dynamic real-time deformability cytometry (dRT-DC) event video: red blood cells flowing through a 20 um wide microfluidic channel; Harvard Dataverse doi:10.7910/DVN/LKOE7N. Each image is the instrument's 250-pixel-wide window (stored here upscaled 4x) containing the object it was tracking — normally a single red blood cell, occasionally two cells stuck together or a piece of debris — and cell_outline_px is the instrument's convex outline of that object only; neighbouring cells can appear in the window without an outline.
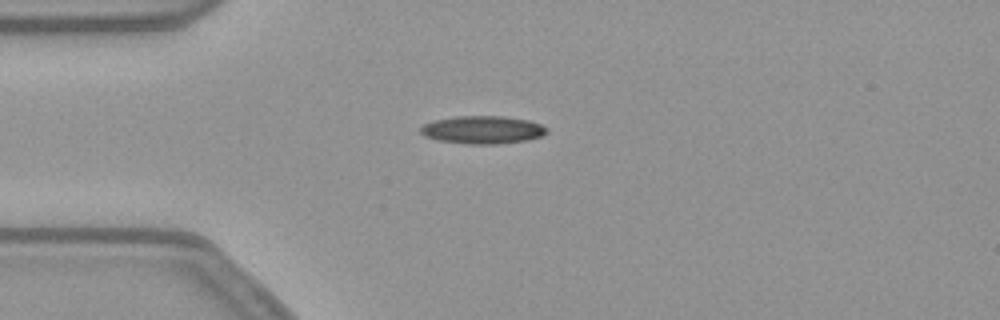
{"species": "common noctule bat (a hibernating species)", "species_latin": "Nyctalus noctula", "temperature_condition": "warm", "stored_images_in_passage": 41, "camera_frame_rate_fps": 3000, "um_per_image_px": 0.085, "animal": {"sex": "female", "body_mass_g": 21.9}, "frame": {"image": 1, "passage_image": 1, "time_ms": 0.0, "image_size_px": [1000, 320], "cell_outline_px": [[548, 132], [544, 136], [528, 140], [500, 144], [468, 144], [436, 140], [424, 136], [420, 132], [420, 128], [424, 124], [432, 120], [456, 116], [500, 116], [528, 120], [540, 124], [548, 128]], "centroid_in_image_um": [41.03, 11.04], "position_along_channel_um": 44.0, "area_um2": 20.75}}
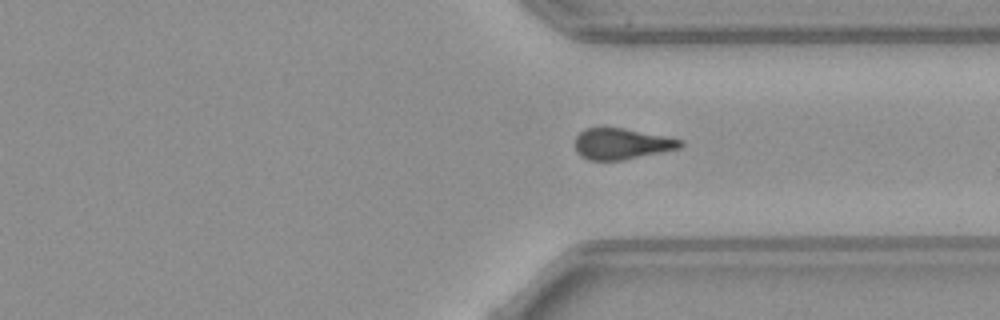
{"frame": {"image": 2, "passage_image": 27, "time_ms": 8.667, "image_size_px": [1000, 320], "cell_outline_px": [[684, 144], [680, 148], [624, 160], [588, 160], [580, 156], [576, 152], [576, 136], [584, 128], [620, 128], [664, 136], [684, 140]], "centroid_in_image_um": [52.83, 12.24], "position_along_channel_um": 358.6, "area_um2": 18.9}}
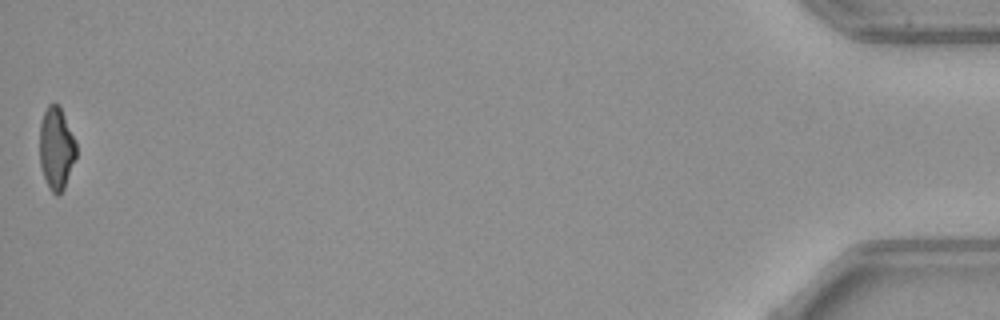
{"frame": {"image": 3, "passage_image": 41, "time_ms": 13.333, "image_size_px": [1000, 320], "cell_outline_px": [[76, 156], [64, 188], [60, 196], [56, 196], [48, 188], [40, 164], [40, 124], [44, 112], [48, 104], [60, 104], [76, 140]], "centroid_in_image_um": [4.8, 12.6], "position_along_channel_um": 430.4, "area_um2": 17.74}, "authors_computed_cell_mechanics": {"area_um2": 19.941, "velocity_mm_per_s": 3.8181, "shape_relaxation_time_tau1_ms": null, "shape_relaxation_time_tau2_ms": 10.3228, "deformation_change_tau1": null, "deformation_change_tau2": 0.2547}}